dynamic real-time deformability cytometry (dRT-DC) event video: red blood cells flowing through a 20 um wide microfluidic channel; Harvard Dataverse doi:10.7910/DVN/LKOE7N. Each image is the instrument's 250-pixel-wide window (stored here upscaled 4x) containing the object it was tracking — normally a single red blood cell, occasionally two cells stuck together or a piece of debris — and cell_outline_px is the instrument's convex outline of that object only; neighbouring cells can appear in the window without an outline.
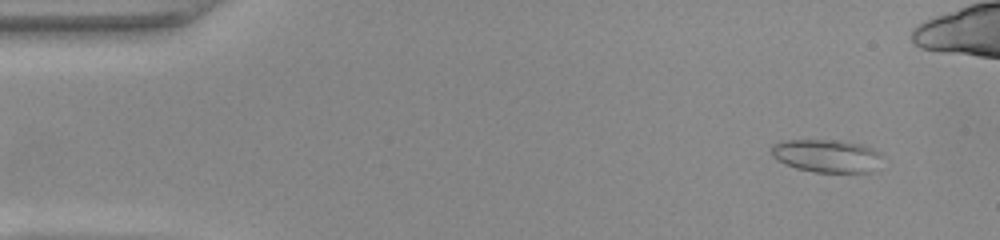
{"species": "common noctule bat (a hibernating species)", "species_latin": "Nyctalus noctula", "temperature_condition": "warm", "stored_images_in_passage": 51, "camera_frame_rate_fps": 3000, "um_per_image_px": 0.085, "animal": {"sex": "female", "body_mass_g": 22.0, "forearm_length_mm": 56.7}, "frame": {"image": 1, "passage_image": 3, "time_ms": 0.667, "image_size_px": [1000, 240], "cell_outline_px": [[880, 156], [868, 172], [816, 172], [796, 168], [772, 156], [772, 144], [780, 140], [840, 140], [864, 144], [880, 152]], "centroid_in_image_um": [70.21, 13.21], "position_along_channel_um": 14.8, "area_um2": 20.87}}
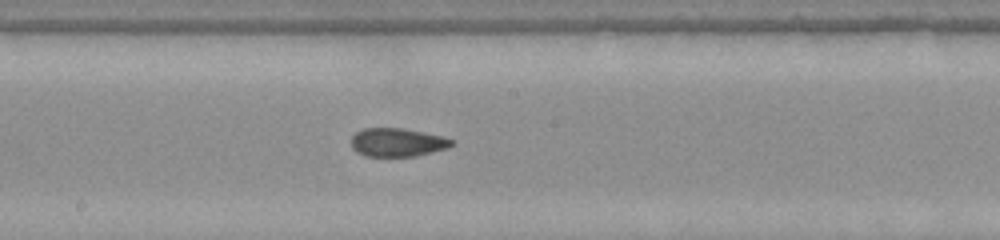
{"frame": {"image": 2, "passage_image": 26, "time_ms": 8.333, "image_size_px": [1000, 240], "cell_outline_px": [[456, 144], [448, 148], [416, 156], [364, 156], [356, 152], [352, 148], [352, 136], [356, 132], [364, 128], [404, 128], [444, 136], [456, 140]], "centroid_in_image_um": [33.83, 12.1], "position_along_channel_um": 214.4, "area_um2": 16.94}}
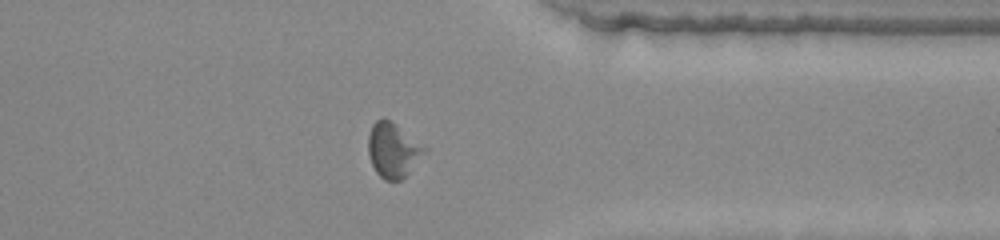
{"frame": {"image": 3, "passage_image": 39, "time_ms": 12.667, "image_size_px": [1000, 240], "cell_outline_px": [[428, 148], [404, 176], [400, 180], [384, 180], [376, 172], [372, 164], [368, 152], [368, 136], [372, 124], [376, 120], [388, 120], [396, 124]], "centroid_in_image_um": [33.38, 12.75], "position_along_channel_um": 378.0, "area_um2": 17.46}, "authors_computed_cell_mechanics": {"area_um2": 17.5134, "velocity_mm_per_s": 3.9454, "shape_relaxation_time_tau1_ms": null, "shape_relaxation_time_tau2_ms": 1.6446, "deformation_change_tau1": null, "deformation_change_tau2": 0.0814}}